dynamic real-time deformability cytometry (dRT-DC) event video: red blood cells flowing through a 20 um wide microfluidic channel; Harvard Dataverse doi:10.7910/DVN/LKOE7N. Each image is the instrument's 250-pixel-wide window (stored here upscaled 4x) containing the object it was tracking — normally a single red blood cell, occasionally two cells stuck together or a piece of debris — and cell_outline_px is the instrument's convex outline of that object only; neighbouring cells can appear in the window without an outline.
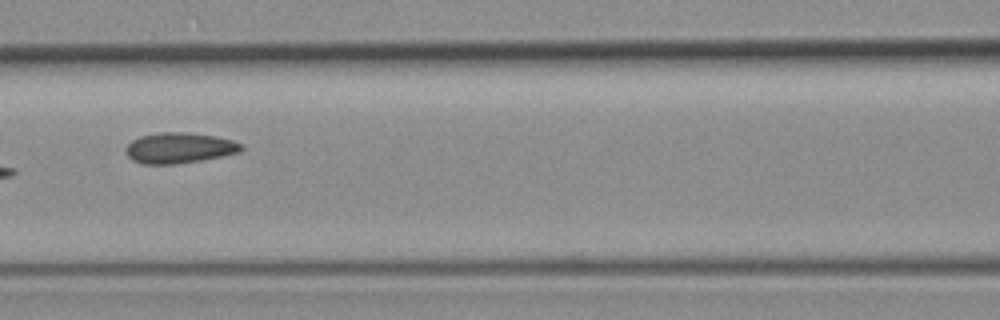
{"species": "common noctule bat (a hibernating species)", "species_latin": "Nyctalus noctula", "temperature_condition": "room temperature", "stored_images_in_passage": 6, "camera_frame_rate_fps": 3000, "um_per_image_px": 0.085, "animal": {"sex": "female", "body_mass_g": 19.3, "forearm_length_mm": 54.1}, "frame": {"image": 1, "passage_image": 6, "time_ms": 6.667, "image_size_px": [1000, 320], "cell_outline_px": [[244, 148], [240, 152], [200, 160], [176, 164], [144, 164], [132, 160], [124, 152], [124, 148], [132, 140], [140, 136], [160, 132], [184, 132], [216, 136], [232, 140], [240, 144]], "centroid_in_image_um": [15.19, 12.57], "position_along_channel_um": 151.4, "area_um2": 20.58}}